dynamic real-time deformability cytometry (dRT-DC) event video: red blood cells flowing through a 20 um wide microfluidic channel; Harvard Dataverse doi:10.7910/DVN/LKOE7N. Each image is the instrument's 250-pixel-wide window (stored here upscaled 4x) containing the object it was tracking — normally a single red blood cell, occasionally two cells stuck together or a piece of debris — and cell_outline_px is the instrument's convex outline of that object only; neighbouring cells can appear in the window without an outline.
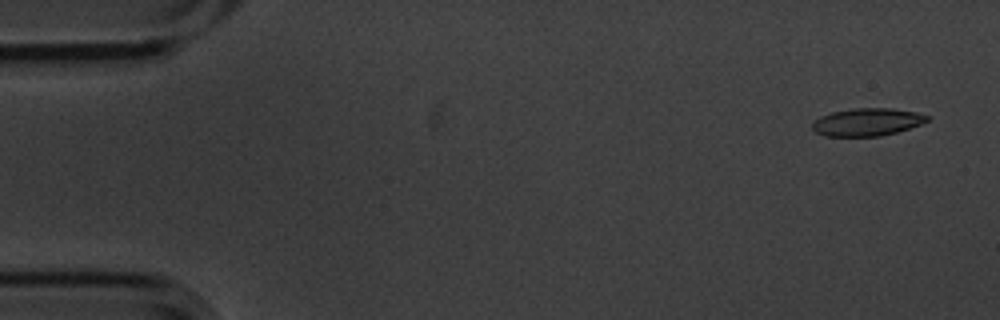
{"species": "common noctule bat (a hibernating species)", "species_latin": "Nyctalus noctula", "temperature_condition": "cold", "stored_images_in_passage": 4, "camera_frame_rate_fps": 3000, "um_per_image_px": 0.085, "animal": {"sex": "male", "body_mass_g": 20.1, "forearm_length_mm": 53.5}, "frame": {"image": 1, "passage_image": 1, "time_ms": 0.0, "image_size_px": [1000, 320], "cell_outline_px": [[928, 120], [920, 124], [896, 132], [880, 136], [824, 136], [816, 132], [812, 128], [812, 124], [820, 116], [832, 112], [852, 108], [892, 108], [916, 112], [928, 116]], "centroid_in_image_um": [73.68, 10.37], "position_along_channel_um": 11.3, "area_um2": 18.38}}
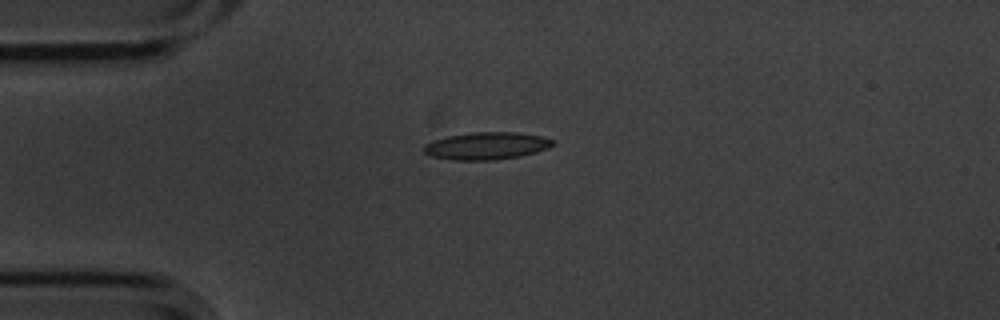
{"frame": {"image": 2, "passage_image": 4, "time_ms": 1.0, "image_size_px": [1000, 320], "cell_outline_px": [[556, 144], [548, 148], [536, 152], [520, 156], [492, 160], [452, 160], [432, 156], [424, 152], [424, 144], [432, 140], [448, 136], [476, 132], [516, 132], [540, 136], [556, 140]], "centroid_in_image_um": [41.38, 12.39], "position_along_channel_um": 43.6, "area_um2": 20.58}}